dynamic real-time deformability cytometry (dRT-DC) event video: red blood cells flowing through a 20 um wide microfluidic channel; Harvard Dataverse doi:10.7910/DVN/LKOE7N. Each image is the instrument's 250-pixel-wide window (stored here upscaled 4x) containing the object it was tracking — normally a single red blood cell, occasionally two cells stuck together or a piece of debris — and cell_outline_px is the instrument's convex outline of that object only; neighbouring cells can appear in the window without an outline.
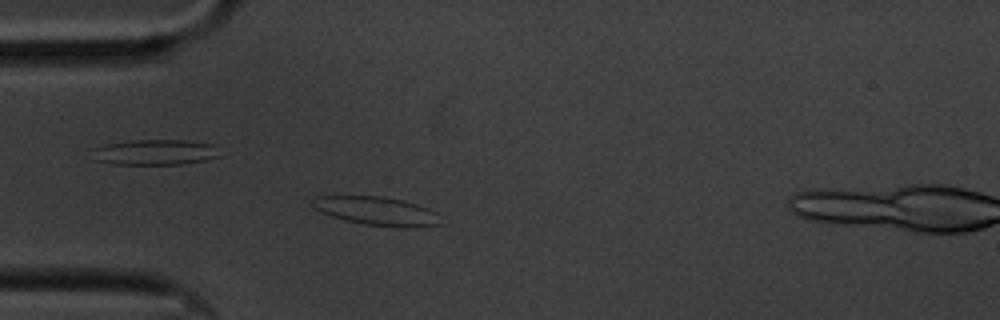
{"species": "common noctule bat (a hibernating species)", "species_latin": "Nyctalus noctula", "temperature_condition": "cold", "stored_images_in_passage": 14, "camera_frame_rate_fps": 3000, "um_per_image_px": 0.085, "animal": {"sex": "male", "body_mass_g": 20.1, "forearm_length_mm": 53.5}, "frame": {"image": 1, "passage_image": 12, "time_ms": 3.667, "image_size_px": [1000, 320], "cell_outline_px": [[440, 224], [424, 228], [400, 228], [364, 224], [344, 220], [332, 216], [316, 208], [312, 204], [316, 196], [384, 196], [404, 200], [428, 208], [436, 212]], "centroid_in_image_um": [32.1, 17.95], "position_along_channel_um": 52.9, "area_um2": 21.39}}